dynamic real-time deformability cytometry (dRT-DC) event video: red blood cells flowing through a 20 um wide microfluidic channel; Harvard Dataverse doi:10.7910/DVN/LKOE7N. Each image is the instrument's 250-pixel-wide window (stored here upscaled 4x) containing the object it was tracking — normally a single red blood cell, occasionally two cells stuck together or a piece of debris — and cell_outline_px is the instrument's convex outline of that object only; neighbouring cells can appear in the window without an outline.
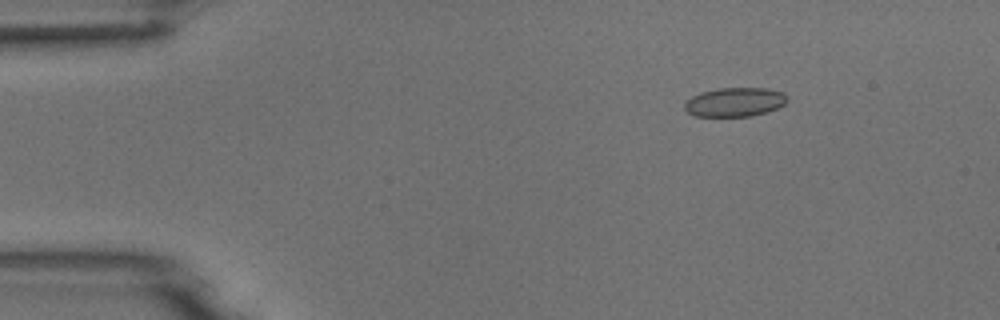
{"species": "common noctule bat (a hibernating species)", "species_latin": "Nyctalus noctula", "temperature_condition": "room temperature", "stored_images_in_passage": 7, "camera_frame_rate_fps": 3000, "um_per_image_px": 0.085, "animal": {"sex": "male", "body_mass_g": 18.8}, "frame": {"image": 1, "passage_image": 3, "time_ms": 2.333, "image_size_px": [1000, 320], "cell_outline_px": [[788, 100], [784, 104], [776, 108], [752, 116], [692, 116], [684, 108], [684, 104], [692, 96], [700, 92], [716, 88], [764, 88], [784, 92], [788, 96]], "centroid_in_image_um": [62.45, 8.67], "position_along_channel_um": 22.6, "area_um2": 17.4}}
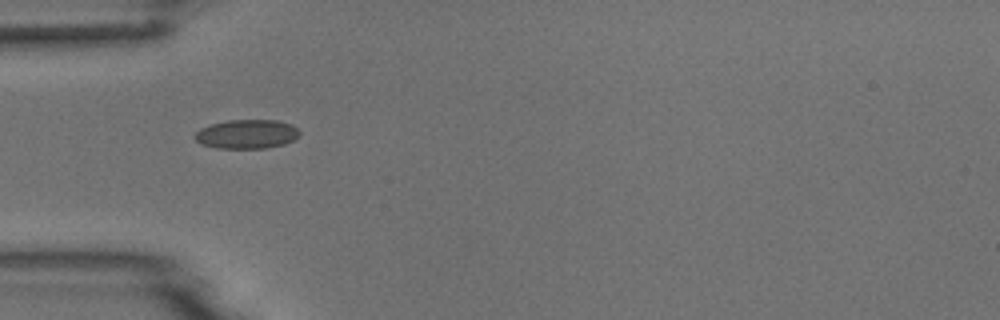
{"frame": {"image": 2, "passage_image": 5, "time_ms": 5.333, "image_size_px": [1000, 320], "cell_outline_px": [[300, 136], [284, 144], [268, 148], [216, 148], [200, 144], [192, 136], [200, 128], [208, 124], [228, 120], [276, 120], [292, 124], [300, 132]], "centroid_in_image_um": [20.95, 11.39], "position_along_channel_um": 64.1, "area_um2": 17.98}}